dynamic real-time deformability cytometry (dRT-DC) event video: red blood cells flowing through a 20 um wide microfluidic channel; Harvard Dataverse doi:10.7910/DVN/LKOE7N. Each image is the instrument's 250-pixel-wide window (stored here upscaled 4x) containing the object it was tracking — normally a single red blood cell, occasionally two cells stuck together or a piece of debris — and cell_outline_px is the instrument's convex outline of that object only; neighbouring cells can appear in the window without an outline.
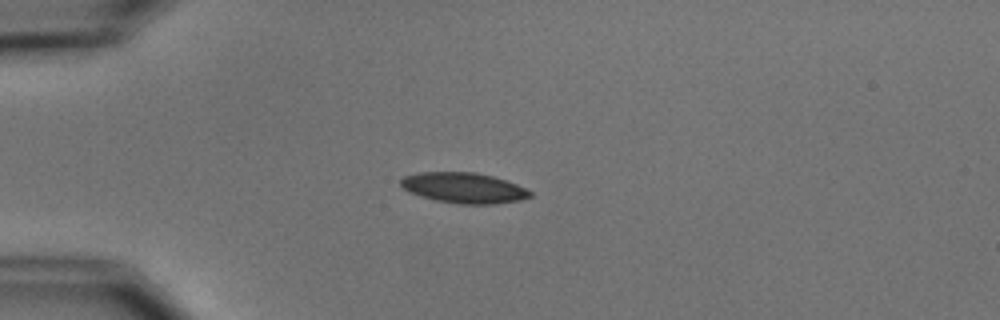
{"species": "common noctule bat (a hibernating species)", "species_latin": "Nyctalus noctula", "temperature_condition": "cold", "stored_images_in_passage": 8, "camera_frame_rate_fps": 3000, "um_per_image_px": 0.085, "animal": {"sex": "male", "body_mass_g": 15.6}, "frame": {"image": 1, "passage_image": 3, "time_ms": 2.667, "image_size_px": [1000, 320], "cell_outline_px": [[532, 196], [520, 200], [496, 204], [460, 204], [436, 200], [420, 196], [408, 192], [400, 184], [400, 180], [404, 176], [416, 172], [476, 172], [492, 176], [516, 184], [532, 192]], "centroid_in_image_um": [39.4, 15.97], "position_along_channel_um": 45.6, "area_um2": 23.0}}
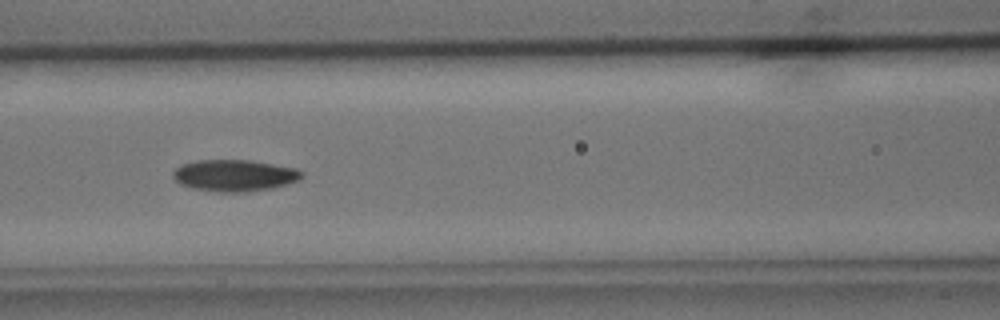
{"frame": {"image": 2, "passage_image": 6, "time_ms": 6.0, "image_size_px": [1000, 320], "cell_outline_px": [[304, 176], [300, 180], [272, 188], [244, 192], [220, 192], [192, 188], [180, 184], [172, 176], [172, 172], [180, 164], [196, 160], [248, 160], [296, 168], [304, 172]], "centroid_in_image_um": [19.93, 14.91], "position_along_channel_um": 146.7, "area_um2": 23.81}}
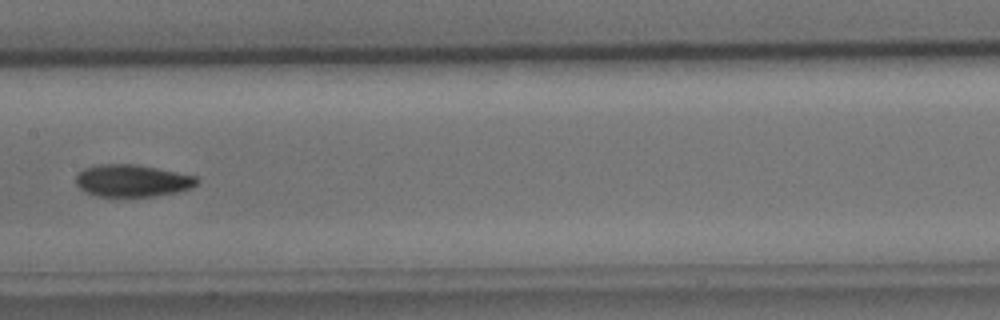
{"frame": {"image": 3, "passage_image": 7, "time_ms": 7.333, "image_size_px": [1000, 320], "cell_outline_px": [[200, 180], [192, 188], [176, 192], [152, 196], [96, 196], [84, 192], [76, 184], [76, 176], [84, 168], [96, 164], [136, 164], [196, 176]], "centroid_in_image_um": [11.22, 15.35], "position_along_channel_um": 196.2, "area_um2": 22.66}}